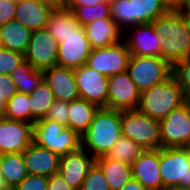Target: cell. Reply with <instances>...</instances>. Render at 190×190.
<instances>
[{
  "label": "cell",
  "instance_id": "43",
  "mask_svg": "<svg viewBox=\"0 0 190 190\" xmlns=\"http://www.w3.org/2000/svg\"><path fill=\"white\" fill-rule=\"evenodd\" d=\"M40 4L52 9L67 8V0H37Z\"/></svg>",
  "mask_w": 190,
  "mask_h": 190
},
{
  "label": "cell",
  "instance_id": "11",
  "mask_svg": "<svg viewBox=\"0 0 190 190\" xmlns=\"http://www.w3.org/2000/svg\"><path fill=\"white\" fill-rule=\"evenodd\" d=\"M59 43L48 33L46 28L33 31L26 53L25 60L34 69L44 71L57 65Z\"/></svg>",
  "mask_w": 190,
  "mask_h": 190
},
{
  "label": "cell",
  "instance_id": "40",
  "mask_svg": "<svg viewBox=\"0 0 190 190\" xmlns=\"http://www.w3.org/2000/svg\"><path fill=\"white\" fill-rule=\"evenodd\" d=\"M48 188L49 190H75L65 182L59 172L48 177Z\"/></svg>",
  "mask_w": 190,
  "mask_h": 190
},
{
  "label": "cell",
  "instance_id": "13",
  "mask_svg": "<svg viewBox=\"0 0 190 190\" xmlns=\"http://www.w3.org/2000/svg\"><path fill=\"white\" fill-rule=\"evenodd\" d=\"M140 92L127 71L108 77L107 108L114 110L137 109Z\"/></svg>",
  "mask_w": 190,
  "mask_h": 190
},
{
  "label": "cell",
  "instance_id": "38",
  "mask_svg": "<svg viewBox=\"0 0 190 190\" xmlns=\"http://www.w3.org/2000/svg\"><path fill=\"white\" fill-rule=\"evenodd\" d=\"M14 190H49L48 177L28 174Z\"/></svg>",
  "mask_w": 190,
  "mask_h": 190
},
{
  "label": "cell",
  "instance_id": "29",
  "mask_svg": "<svg viewBox=\"0 0 190 190\" xmlns=\"http://www.w3.org/2000/svg\"><path fill=\"white\" fill-rule=\"evenodd\" d=\"M55 100L54 93L43 80L42 83L29 94L30 123L34 124L35 121L44 118Z\"/></svg>",
  "mask_w": 190,
  "mask_h": 190
},
{
  "label": "cell",
  "instance_id": "24",
  "mask_svg": "<svg viewBox=\"0 0 190 190\" xmlns=\"http://www.w3.org/2000/svg\"><path fill=\"white\" fill-rule=\"evenodd\" d=\"M32 31L17 22L15 19L0 26V39L2 47L11 51L26 53Z\"/></svg>",
  "mask_w": 190,
  "mask_h": 190
},
{
  "label": "cell",
  "instance_id": "19",
  "mask_svg": "<svg viewBox=\"0 0 190 190\" xmlns=\"http://www.w3.org/2000/svg\"><path fill=\"white\" fill-rule=\"evenodd\" d=\"M22 157L30 175L49 177L59 171L60 156L33 142L22 152Z\"/></svg>",
  "mask_w": 190,
  "mask_h": 190
},
{
  "label": "cell",
  "instance_id": "25",
  "mask_svg": "<svg viewBox=\"0 0 190 190\" xmlns=\"http://www.w3.org/2000/svg\"><path fill=\"white\" fill-rule=\"evenodd\" d=\"M107 179L110 190H120L132 178L131 165L105 156L95 159Z\"/></svg>",
  "mask_w": 190,
  "mask_h": 190
},
{
  "label": "cell",
  "instance_id": "21",
  "mask_svg": "<svg viewBox=\"0 0 190 190\" xmlns=\"http://www.w3.org/2000/svg\"><path fill=\"white\" fill-rule=\"evenodd\" d=\"M91 48H103L121 42V29L112 20L98 19L83 26Z\"/></svg>",
  "mask_w": 190,
  "mask_h": 190
},
{
  "label": "cell",
  "instance_id": "41",
  "mask_svg": "<svg viewBox=\"0 0 190 190\" xmlns=\"http://www.w3.org/2000/svg\"><path fill=\"white\" fill-rule=\"evenodd\" d=\"M103 2L102 0H67V8L94 7Z\"/></svg>",
  "mask_w": 190,
  "mask_h": 190
},
{
  "label": "cell",
  "instance_id": "36",
  "mask_svg": "<svg viewBox=\"0 0 190 190\" xmlns=\"http://www.w3.org/2000/svg\"><path fill=\"white\" fill-rule=\"evenodd\" d=\"M70 102L55 100L43 119L55 121L69 127Z\"/></svg>",
  "mask_w": 190,
  "mask_h": 190
},
{
  "label": "cell",
  "instance_id": "12",
  "mask_svg": "<svg viewBox=\"0 0 190 190\" xmlns=\"http://www.w3.org/2000/svg\"><path fill=\"white\" fill-rule=\"evenodd\" d=\"M73 71L80 99L107 108L108 76L100 74L86 64Z\"/></svg>",
  "mask_w": 190,
  "mask_h": 190
},
{
  "label": "cell",
  "instance_id": "49",
  "mask_svg": "<svg viewBox=\"0 0 190 190\" xmlns=\"http://www.w3.org/2000/svg\"><path fill=\"white\" fill-rule=\"evenodd\" d=\"M164 190H180V189H176V188H168V189H164Z\"/></svg>",
  "mask_w": 190,
  "mask_h": 190
},
{
  "label": "cell",
  "instance_id": "20",
  "mask_svg": "<svg viewBox=\"0 0 190 190\" xmlns=\"http://www.w3.org/2000/svg\"><path fill=\"white\" fill-rule=\"evenodd\" d=\"M133 28H136L138 32L135 31L132 37L125 40L130 54L133 56L161 57L159 35L155 33L153 25L151 23H144L133 26Z\"/></svg>",
  "mask_w": 190,
  "mask_h": 190
},
{
  "label": "cell",
  "instance_id": "42",
  "mask_svg": "<svg viewBox=\"0 0 190 190\" xmlns=\"http://www.w3.org/2000/svg\"><path fill=\"white\" fill-rule=\"evenodd\" d=\"M175 10L181 15L186 30L190 34V1Z\"/></svg>",
  "mask_w": 190,
  "mask_h": 190
},
{
  "label": "cell",
  "instance_id": "48",
  "mask_svg": "<svg viewBox=\"0 0 190 190\" xmlns=\"http://www.w3.org/2000/svg\"><path fill=\"white\" fill-rule=\"evenodd\" d=\"M105 3L111 4L114 0H102Z\"/></svg>",
  "mask_w": 190,
  "mask_h": 190
},
{
  "label": "cell",
  "instance_id": "10",
  "mask_svg": "<svg viewBox=\"0 0 190 190\" xmlns=\"http://www.w3.org/2000/svg\"><path fill=\"white\" fill-rule=\"evenodd\" d=\"M130 56L126 43L121 41L112 46L92 49L86 65L109 77L127 71Z\"/></svg>",
  "mask_w": 190,
  "mask_h": 190
},
{
  "label": "cell",
  "instance_id": "14",
  "mask_svg": "<svg viewBox=\"0 0 190 190\" xmlns=\"http://www.w3.org/2000/svg\"><path fill=\"white\" fill-rule=\"evenodd\" d=\"M33 125L0 117V148L6 153H22L33 142Z\"/></svg>",
  "mask_w": 190,
  "mask_h": 190
},
{
  "label": "cell",
  "instance_id": "34",
  "mask_svg": "<svg viewBox=\"0 0 190 190\" xmlns=\"http://www.w3.org/2000/svg\"><path fill=\"white\" fill-rule=\"evenodd\" d=\"M173 76L182 88L186 101L190 102V57L173 65Z\"/></svg>",
  "mask_w": 190,
  "mask_h": 190
},
{
  "label": "cell",
  "instance_id": "18",
  "mask_svg": "<svg viewBox=\"0 0 190 190\" xmlns=\"http://www.w3.org/2000/svg\"><path fill=\"white\" fill-rule=\"evenodd\" d=\"M43 74L56 100L71 102L80 98L73 69L56 65L45 69Z\"/></svg>",
  "mask_w": 190,
  "mask_h": 190
},
{
  "label": "cell",
  "instance_id": "4",
  "mask_svg": "<svg viewBox=\"0 0 190 190\" xmlns=\"http://www.w3.org/2000/svg\"><path fill=\"white\" fill-rule=\"evenodd\" d=\"M110 9L112 20L121 30L152 23L170 10L162 0H114Z\"/></svg>",
  "mask_w": 190,
  "mask_h": 190
},
{
  "label": "cell",
  "instance_id": "47",
  "mask_svg": "<svg viewBox=\"0 0 190 190\" xmlns=\"http://www.w3.org/2000/svg\"><path fill=\"white\" fill-rule=\"evenodd\" d=\"M4 152L3 150L0 148V162L2 161L3 157H4Z\"/></svg>",
  "mask_w": 190,
  "mask_h": 190
},
{
  "label": "cell",
  "instance_id": "33",
  "mask_svg": "<svg viewBox=\"0 0 190 190\" xmlns=\"http://www.w3.org/2000/svg\"><path fill=\"white\" fill-rule=\"evenodd\" d=\"M79 190H110L107 179L95 162L88 170Z\"/></svg>",
  "mask_w": 190,
  "mask_h": 190
},
{
  "label": "cell",
  "instance_id": "15",
  "mask_svg": "<svg viewBox=\"0 0 190 190\" xmlns=\"http://www.w3.org/2000/svg\"><path fill=\"white\" fill-rule=\"evenodd\" d=\"M91 52L92 48L83 28L59 43L57 65L71 69L79 68L86 64Z\"/></svg>",
  "mask_w": 190,
  "mask_h": 190
},
{
  "label": "cell",
  "instance_id": "32",
  "mask_svg": "<svg viewBox=\"0 0 190 190\" xmlns=\"http://www.w3.org/2000/svg\"><path fill=\"white\" fill-rule=\"evenodd\" d=\"M74 15L75 19L80 23V25H87L98 19H108L111 18L110 4L101 2L94 7H78V8H68Z\"/></svg>",
  "mask_w": 190,
  "mask_h": 190
},
{
  "label": "cell",
  "instance_id": "39",
  "mask_svg": "<svg viewBox=\"0 0 190 190\" xmlns=\"http://www.w3.org/2000/svg\"><path fill=\"white\" fill-rule=\"evenodd\" d=\"M17 0H0V26L15 17Z\"/></svg>",
  "mask_w": 190,
  "mask_h": 190
},
{
  "label": "cell",
  "instance_id": "31",
  "mask_svg": "<svg viewBox=\"0 0 190 190\" xmlns=\"http://www.w3.org/2000/svg\"><path fill=\"white\" fill-rule=\"evenodd\" d=\"M29 94L17 92L7 101L4 118L30 123Z\"/></svg>",
  "mask_w": 190,
  "mask_h": 190
},
{
  "label": "cell",
  "instance_id": "7",
  "mask_svg": "<svg viewBox=\"0 0 190 190\" xmlns=\"http://www.w3.org/2000/svg\"><path fill=\"white\" fill-rule=\"evenodd\" d=\"M122 136L135 141L144 150L161 148L160 123L138 109L121 111Z\"/></svg>",
  "mask_w": 190,
  "mask_h": 190
},
{
  "label": "cell",
  "instance_id": "2",
  "mask_svg": "<svg viewBox=\"0 0 190 190\" xmlns=\"http://www.w3.org/2000/svg\"><path fill=\"white\" fill-rule=\"evenodd\" d=\"M159 35L161 57L172 66L179 60L190 57V34L181 15L170 9L151 23Z\"/></svg>",
  "mask_w": 190,
  "mask_h": 190
},
{
  "label": "cell",
  "instance_id": "1",
  "mask_svg": "<svg viewBox=\"0 0 190 190\" xmlns=\"http://www.w3.org/2000/svg\"><path fill=\"white\" fill-rule=\"evenodd\" d=\"M121 136V111L100 107L81 136V147L96 159L105 156Z\"/></svg>",
  "mask_w": 190,
  "mask_h": 190
},
{
  "label": "cell",
  "instance_id": "8",
  "mask_svg": "<svg viewBox=\"0 0 190 190\" xmlns=\"http://www.w3.org/2000/svg\"><path fill=\"white\" fill-rule=\"evenodd\" d=\"M127 72L142 93L167 80L173 74V66L162 57L131 55Z\"/></svg>",
  "mask_w": 190,
  "mask_h": 190
},
{
  "label": "cell",
  "instance_id": "44",
  "mask_svg": "<svg viewBox=\"0 0 190 190\" xmlns=\"http://www.w3.org/2000/svg\"><path fill=\"white\" fill-rule=\"evenodd\" d=\"M120 190H147L136 179L131 178L126 184H124Z\"/></svg>",
  "mask_w": 190,
  "mask_h": 190
},
{
  "label": "cell",
  "instance_id": "28",
  "mask_svg": "<svg viewBox=\"0 0 190 190\" xmlns=\"http://www.w3.org/2000/svg\"><path fill=\"white\" fill-rule=\"evenodd\" d=\"M17 91L31 94L44 80L42 70L34 69L26 60L20 64L11 74Z\"/></svg>",
  "mask_w": 190,
  "mask_h": 190
},
{
  "label": "cell",
  "instance_id": "23",
  "mask_svg": "<svg viewBox=\"0 0 190 190\" xmlns=\"http://www.w3.org/2000/svg\"><path fill=\"white\" fill-rule=\"evenodd\" d=\"M45 28L60 43L69 35L80 32L83 26L75 19L70 9L63 8L52 11Z\"/></svg>",
  "mask_w": 190,
  "mask_h": 190
},
{
  "label": "cell",
  "instance_id": "46",
  "mask_svg": "<svg viewBox=\"0 0 190 190\" xmlns=\"http://www.w3.org/2000/svg\"><path fill=\"white\" fill-rule=\"evenodd\" d=\"M9 187L6 185L3 177L0 175V190H8Z\"/></svg>",
  "mask_w": 190,
  "mask_h": 190
},
{
  "label": "cell",
  "instance_id": "3",
  "mask_svg": "<svg viewBox=\"0 0 190 190\" xmlns=\"http://www.w3.org/2000/svg\"><path fill=\"white\" fill-rule=\"evenodd\" d=\"M185 102L183 90L172 74L167 80L140 93L137 109L142 114L160 121Z\"/></svg>",
  "mask_w": 190,
  "mask_h": 190
},
{
  "label": "cell",
  "instance_id": "45",
  "mask_svg": "<svg viewBox=\"0 0 190 190\" xmlns=\"http://www.w3.org/2000/svg\"><path fill=\"white\" fill-rule=\"evenodd\" d=\"M169 9H177L178 7L183 6L190 0H162Z\"/></svg>",
  "mask_w": 190,
  "mask_h": 190
},
{
  "label": "cell",
  "instance_id": "30",
  "mask_svg": "<svg viewBox=\"0 0 190 190\" xmlns=\"http://www.w3.org/2000/svg\"><path fill=\"white\" fill-rule=\"evenodd\" d=\"M145 150L132 139L121 136L105 155L108 159L132 164Z\"/></svg>",
  "mask_w": 190,
  "mask_h": 190
},
{
  "label": "cell",
  "instance_id": "16",
  "mask_svg": "<svg viewBox=\"0 0 190 190\" xmlns=\"http://www.w3.org/2000/svg\"><path fill=\"white\" fill-rule=\"evenodd\" d=\"M132 178L147 190H163L160 174V149L145 150L131 164Z\"/></svg>",
  "mask_w": 190,
  "mask_h": 190
},
{
  "label": "cell",
  "instance_id": "27",
  "mask_svg": "<svg viewBox=\"0 0 190 190\" xmlns=\"http://www.w3.org/2000/svg\"><path fill=\"white\" fill-rule=\"evenodd\" d=\"M0 175L9 188H14L27 175L22 153H6L0 162Z\"/></svg>",
  "mask_w": 190,
  "mask_h": 190
},
{
  "label": "cell",
  "instance_id": "22",
  "mask_svg": "<svg viewBox=\"0 0 190 190\" xmlns=\"http://www.w3.org/2000/svg\"><path fill=\"white\" fill-rule=\"evenodd\" d=\"M52 11L37 0H19L14 19L33 32L46 27Z\"/></svg>",
  "mask_w": 190,
  "mask_h": 190
},
{
  "label": "cell",
  "instance_id": "6",
  "mask_svg": "<svg viewBox=\"0 0 190 190\" xmlns=\"http://www.w3.org/2000/svg\"><path fill=\"white\" fill-rule=\"evenodd\" d=\"M160 174L163 190H190V147H161Z\"/></svg>",
  "mask_w": 190,
  "mask_h": 190
},
{
  "label": "cell",
  "instance_id": "35",
  "mask_svg": "<svg viewBox=\"0 0 190 190\" xmlns=\"http://www.w3.org/2000/svg\"><path fill=\"white\" fill-rule=\"evenodd\" d=\"M25 61L22 53L11 51L5 47L0 48V75H10Z\"/></svg>",
  "mask_w": 190,
  "mask_h": 190
},
{
  "label": "cell",
  "instance_id": "37",
  "mask_svg": "<svg viewBox=\"0 0 190 190\" xmlns=\"http://www.w3.org/2000/svg\"><path fill=\"white\" fill-rule=\"evenodd\" d=\"M17 92L10 75H0V117H4L7 101Z\"/></svg>",
  "mask_w": 190,
  "mask_h": 190
},
{
  "label": "cell",
  "instance_id": "26",
  "mask_svg": "<svg viewBox=\"0 0 190 190\" xmlns=\"http://www.w3.org/2000/svg\"><path fill=\"white\" fill-rule=\"evenodd\" d=\"M100 107L84 99H77L70 102L69 128L75 130L80 136L90 126L95 113Z\"/></svg>",
  "mask_w": 190,
  "mask_h": 190
},
{
  "label": "cell",
  "instance_id": "5",
  "mask_svg": "<svg viewBox=\"0 0 190 190\" xmlns=\"http://www.w3.org/2000/svg\"><path fill=\"white\" fill-rule=\"evenodd\" d=\"M33 143L61 157L81 147V136L62 123L42 118L33 125Z\"/></svg>",
  "mask_w": 190,
  "mask_h": 190
},
{
  "label": "cell",
  "instance_id": "17",
  "mask_svg": "<svg viewBox=\"0 0 190 190\" xmlns=\"http://www.w3.org/2000/svg\"><path fill=\"white\" fill-rule=\"evenodd\" d=\"M94 162L95 158L80 147L77 151L60 157L58 172L69 186L79 190Z\"/></svg>",
  "mask_w": 190,
  "mask_h": 190
},
{
  "label": "cell",
  "instance_id": "9",
  "mask_svg": "<svg viewBox=\"0 0 190 190\" xmlns=\"http://www.w3.org/2000/svg\"><path fill=\"white\" fill-rule=\"evenodd\" d=\"M160 123L161 147H190V102L173 109Z\"/></svg>",
  "mask_w": 190,
  "mask_h": 190
}]
</instances>
